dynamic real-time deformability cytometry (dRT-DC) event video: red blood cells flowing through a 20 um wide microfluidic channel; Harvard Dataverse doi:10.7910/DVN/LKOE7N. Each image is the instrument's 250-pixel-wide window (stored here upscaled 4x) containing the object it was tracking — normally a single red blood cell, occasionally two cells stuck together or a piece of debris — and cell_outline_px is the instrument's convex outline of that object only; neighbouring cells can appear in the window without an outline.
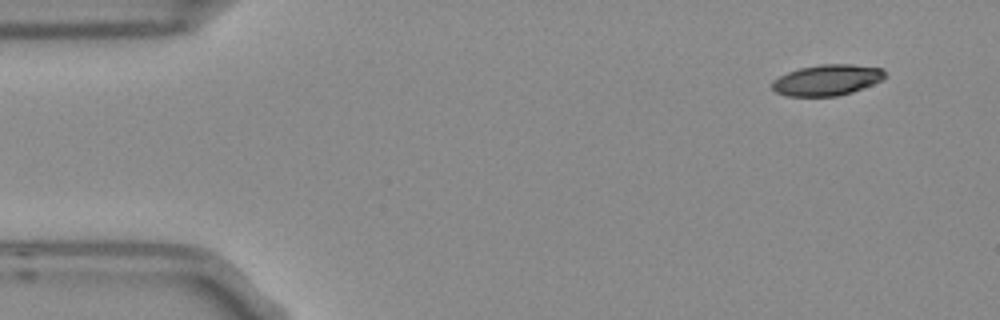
{"species": "Egyptian fruit bat (a non-hibernating species)", "species_latin": "Rousettus aegyptiacus", "temperature_condition": "room temperature", "stored_images_in_passage": 3, "camera_frame_rate_fps": 3000, "um_per_image_px": 0.085, "frame": {"image": 1, "passage_image": 1, "time_ms": 0.0, "image_size_px": [1000, 320], "cell_outline_px": [[884, 76], [880, 80], [872, 84], [852, 92], [836, 96], [784, 96], [776, 92], [772, 88], [772, 80], [788, 72], [800, 68], [820, 64], [852, 64], [880, 68], [884, 72]], "centroid_in_image_um": [70.24, 6.8], "position_along_channel_um": 14.8, "area_um2": 20.11}}